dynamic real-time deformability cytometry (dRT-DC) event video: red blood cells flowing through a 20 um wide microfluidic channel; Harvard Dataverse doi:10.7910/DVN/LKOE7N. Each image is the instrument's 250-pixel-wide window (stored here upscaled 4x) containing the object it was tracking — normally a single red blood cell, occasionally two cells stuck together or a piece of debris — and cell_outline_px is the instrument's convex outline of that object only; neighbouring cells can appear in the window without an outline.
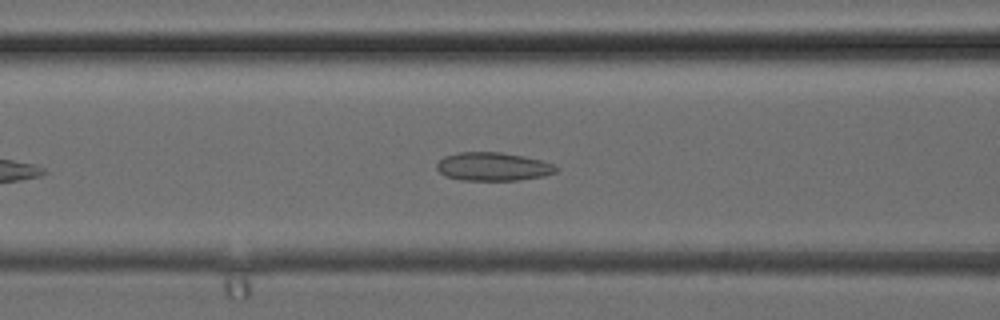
{"species": "common noctule bat (a hibernating species)", "species_latin": "Nyctalus noctula", "temperature_condition": "cold", "stored_images_in_passage": 27, "camera_frame_rate_fps": 3000, "um_per_image_px": 0.085, "animal": {"sex": "female", "body_mass_g": 24.6, "forearm_length_mm": 56.2}, "frame": {"image": 1, "passage_image": 8, "time_ms": 2.333, "image_size_px": [1000, 320], "cell_outline_px": [[560, 168], [556, 172], [544, 176], [520, 180], [460, 180], [444, 176], [436, 168], [436, 164], [444, 156], [460, 152], [500, 152], [524, 156], [556, 164]], "centroid_in_image_um": [41.93, 14.16], "position_along_channel_um": 124.7, "area_um2": 19.94}}
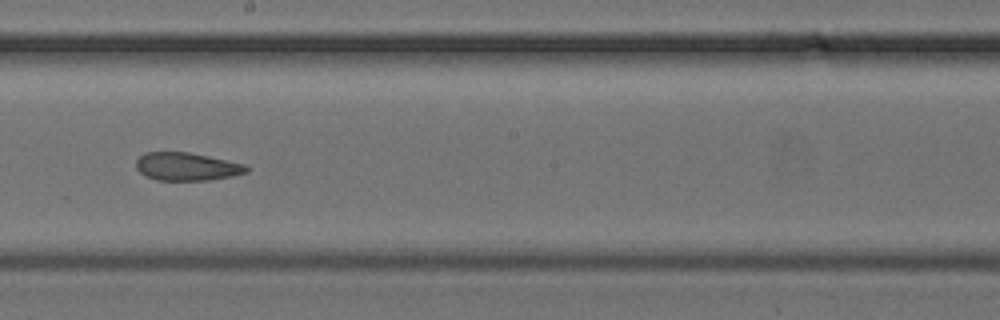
{"frame": {"image": 2, "passage_image": 14, "time_ms": 4.333, "image_size_px": [1000, 320], "cell_outline_px": [[248, 172], [232, 176], [208, 180], [156, 180], [144, 176], [136, 168], [136, 160], [144, 152], [188, 152], [248, 164]], "centroid_in_image_um": [15.88, 14.16], "position_along_channel_um": 232.3, "area_um2": 18.15}}
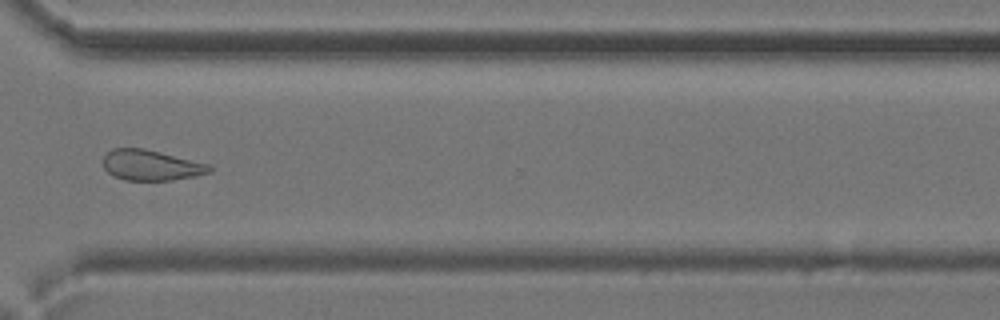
{"frame": {"image": 3, "passage_image": 21, "time_ms": 6.667, "image_size_px": [1000, 320], "cell_outline_px": [[212, 172], [196, 176], [172, 180], [124, 180], [112, 176], [104, 168], [104, 156], [112, 148], [144, 148], [212, 164]], "centroid_in_image_um": [12.88, 14.04], "position_along_channel_um": 357.7, "area_um2": 19.13}}